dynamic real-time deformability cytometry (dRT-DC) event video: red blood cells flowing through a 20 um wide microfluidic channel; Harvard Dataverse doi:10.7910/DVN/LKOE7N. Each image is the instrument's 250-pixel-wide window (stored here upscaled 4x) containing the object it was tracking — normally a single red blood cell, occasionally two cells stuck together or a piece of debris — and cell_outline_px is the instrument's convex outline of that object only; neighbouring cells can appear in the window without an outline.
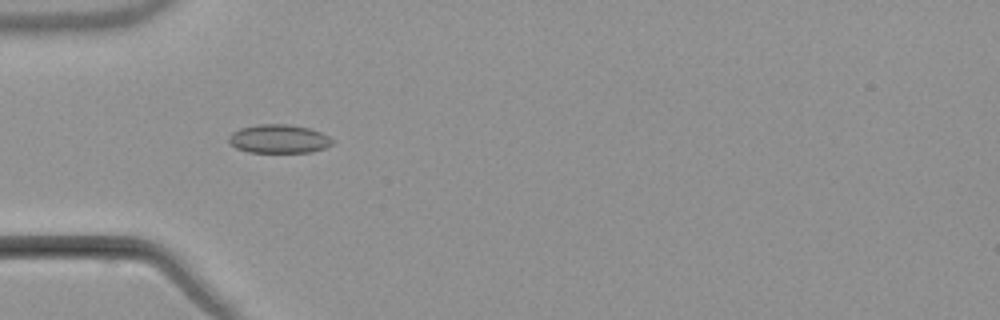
{"species": "common noctule bat (a hibernating species)", "species_latin": "Nyctalus noctula", "temperature_condition": "warm", "stored_images_in_passage": 6, "camera_frame_rate_fps": 3000, "um_per_image_px": 0.085, "animal": {"sex": "male", "body_mass_g": 21.5, "forearm_length_mm": 52.0}, "frame": {"image": 1, "passage_image": 4, "time_ms": 4.0, "image_size_px": [1000, 320], "cell_outline_px": [[336, 140], [332, 144], [324, 148], [312, 152], [248, 152], [236, 148], [228, 140], [228, 136], [232, 132], [240, 128], [256, 124], [288, 124], [308, 128], [320, 132]], "centroid_in_image_um": [23.7, 11.8], "position_along_channel_um": 61.3, "area_um2": 17.34}}
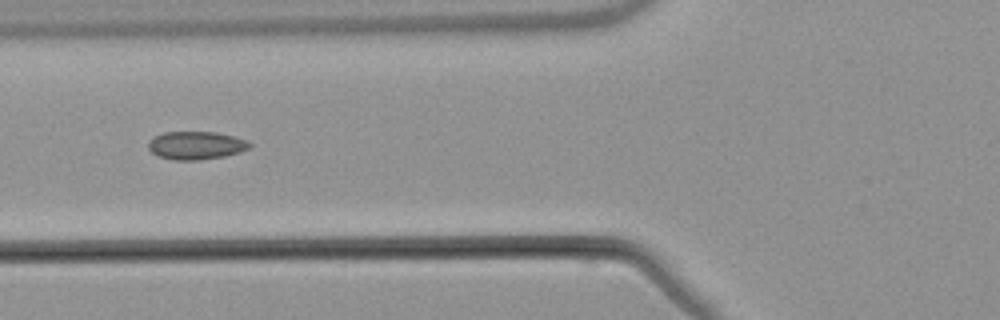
{"frame": {"image": 2, "passage_image": 5, "time_ms": 5.333, "image_size_px": [1000, 320], "cell_outline_px": [[252, 144], [248, 148], [240, 152], [224, 156], [200, 160], [172, 160], [160, 156], [152, 152], [148, 148], [148, 140], [152, 136], [164, 132], [216, 132], [248, 140]], "centroid_in_image_um": [16.64, 12.35], "position_along_channel_um": 109.2, "area_um2": 16.65}}
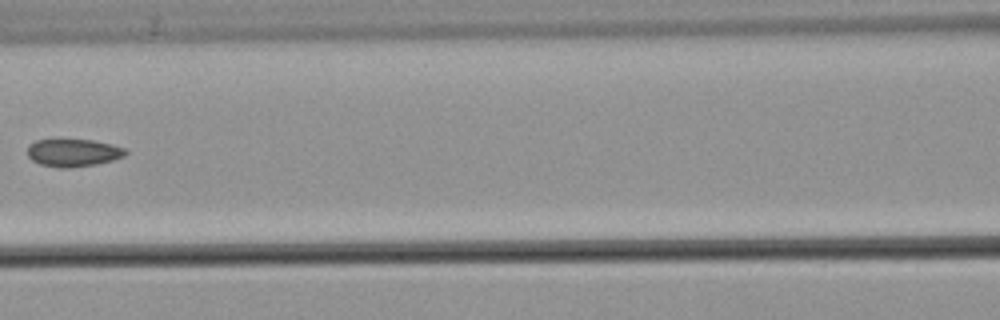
{"frame": {"image": 3, "passage_image": 6, "time_ms": 6.667, "image_size_px": [1000, 320], "cell_outline_px": [[128, 152], [124, 156], [112, 160], [96, 164], [72, 168], [60, 168], [40, 164], [32, 160], [28, 156], [28, 148], [36, 140], [92, 140], [112, 144], [124, 148]], "centroid_in_image_um": [6.25, 12.99], "position_along_channel_um": 160.4, "area_um2": 15.66}}